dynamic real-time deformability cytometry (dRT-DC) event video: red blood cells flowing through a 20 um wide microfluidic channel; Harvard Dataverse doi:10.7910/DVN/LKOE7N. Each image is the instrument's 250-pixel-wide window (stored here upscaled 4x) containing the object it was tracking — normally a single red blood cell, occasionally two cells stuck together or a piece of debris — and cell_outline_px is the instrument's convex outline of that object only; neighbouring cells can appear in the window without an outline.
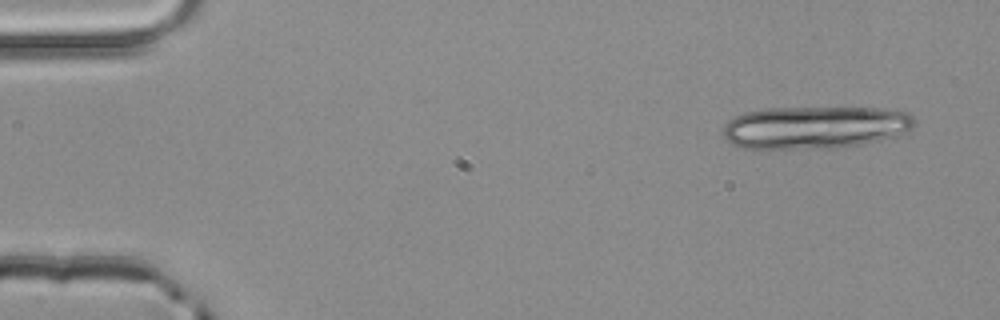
{"species": "common noctule bat (a hibernating species)", "species_latin": "Nyctalus noctula", "temperature_condition": "room temperature", "stored_images_in_passage": 3, "camera_frame_rate_fps": 3000, "um_per_image_px": 0.085, "animal": {"sex": "male", "body_mass_g": 20.4}, "frame": {"image": 1, "passage_image": 1, "time_ms": 0.0, "image_size_px": [1000, 320], "cell_outline_px": [[916, 124], [908, 132], [896, 136], [880, 140], [840, 148], [740, 148], [724, 140], [720, 132], [724, 124], [728, 120], [744, 112], [768, 108], [884, 108], [908, 112], [912, 116]], "centroid_in_image_um": [69.25, 10.82], "position_along_channel_um": 15.8, "area_um2": 48.03}}